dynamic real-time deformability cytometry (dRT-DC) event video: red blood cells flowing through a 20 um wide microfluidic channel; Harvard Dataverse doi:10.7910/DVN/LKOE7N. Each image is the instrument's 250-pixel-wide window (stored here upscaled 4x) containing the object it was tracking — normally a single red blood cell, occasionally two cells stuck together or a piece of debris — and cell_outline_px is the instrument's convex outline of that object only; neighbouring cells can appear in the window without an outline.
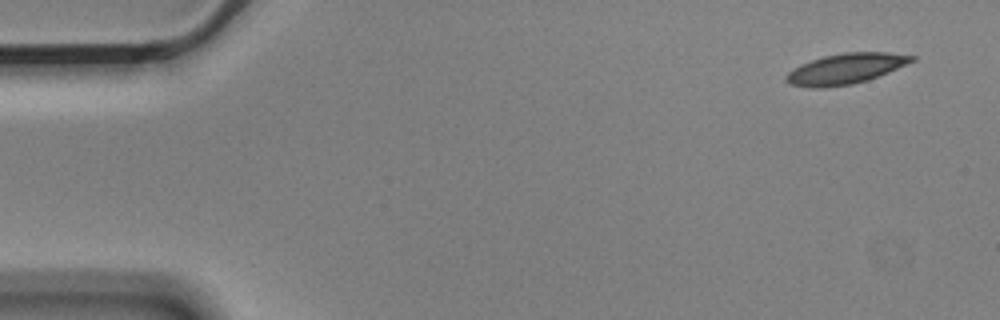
{"species": "Egyptian fruit bat (a non-hibernating species)", "species_latin": "Rousettus aegyptiacus", "temperature_condition": "cold", "stored_images_in_passage": 6, "camera_frame_rate_fps": 3000, "um_per_image_px": 0.085, "animal": {"sex": "male"}, "frame": {"image": 1, "passage_image": 1, "time_ms": 0.0, "image_size_px": [1000, 320], "cell_outline_px": [[916, 60], [888, 72], [868, 80], [852, 84], [824, 88], [808, 88], [788, 84], [784, 80], [784, 76], [788, 72], [800, 64], [824, 56], [844, 52], [888, 52], [916, 56]], "centroid_in_image_um": [71.84, 5.85], "position_along_channel_um": 13.2, "area_um2": 22.48}}
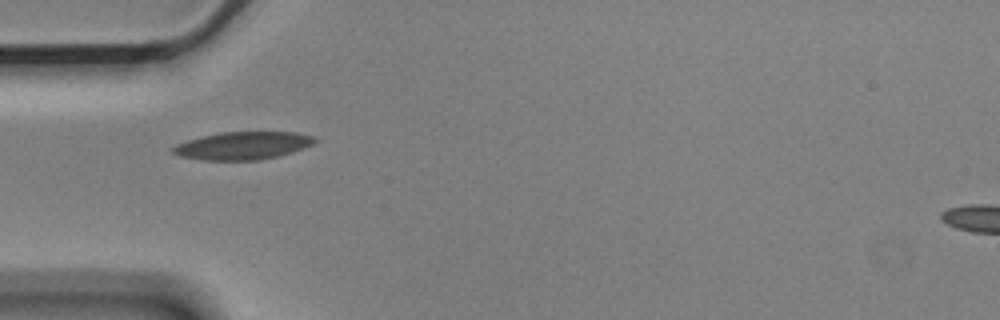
{"frame": {"image": 2, "passage_image": 5, "time_ms": 1.333, "image_size_px": [1000, 320], "cell_outline_px": [[316, 140], [312, 144], [304, 148], [292, 152], [260, 160], [204, 160], [180, 156], [172, 152], [168, 148], [176, 144], [188, 140], [220, 132], [296, 132], [312, 136]], "centroid_in_image_um": [20.6, 12.38], "position_along_channel_um": 64.4, "area_um2": 22.83}}
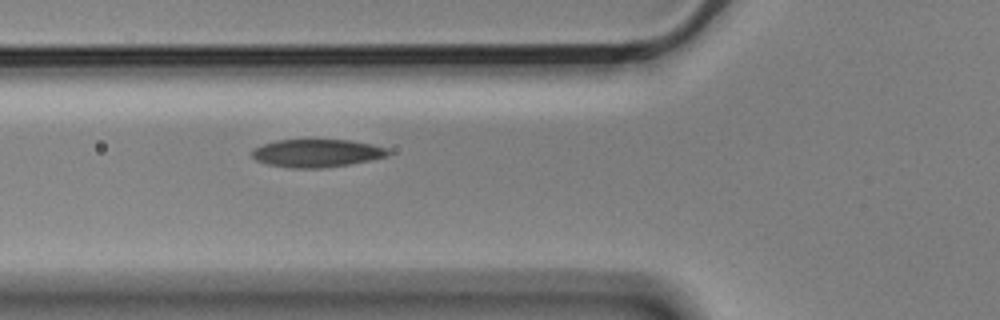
{"frame": {"image": 3, "passage_image": 6, "time_ms": 1.667, "image_size_px": [1000, 320], "cell_outline_px": [[392, 152], [388, 156], [372, 160], [348, 164], [320, 168], [292, 168], [268, 164], [256, 160], [252, 156], [252, 148], [276, 140], [348, 140], [372, 144], [388, 148]], "centroid_in_image_um": [26.96, 13.01], "position_along_channel_um": 98.8, "area_um2": 22.14}}